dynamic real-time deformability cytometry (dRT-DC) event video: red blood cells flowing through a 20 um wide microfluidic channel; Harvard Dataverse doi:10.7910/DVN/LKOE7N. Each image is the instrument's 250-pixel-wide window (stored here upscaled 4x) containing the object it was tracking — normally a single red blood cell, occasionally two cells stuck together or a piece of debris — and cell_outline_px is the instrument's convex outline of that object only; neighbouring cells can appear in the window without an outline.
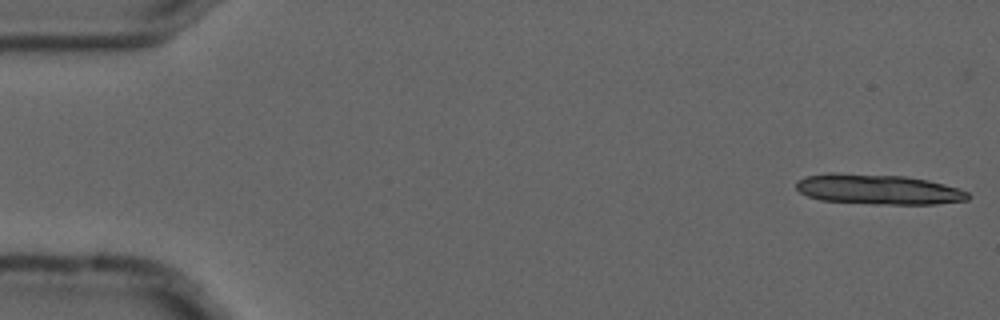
{"species": "common noctule bat (a hibernating species)", "species_latin": "Nyctalus noctula", "temperature_condition": "cold", "stored_images_in_passage": 4, "camera_frame_rate_fps": 3000, "um_per_image_px": 0.085, "animal": {"sex": "male", "forearm_length_mm": 52.5}, "frame": {"image": 1, "passage_image": 1, "time_ms": 0.0, "image_size_px": [1000, 320], "cell_outline_px": [[972, 196], [968, 200], [936, 204], [872, 204], [820, 200], [808, 196], [800, 192], [796, 188], [796, 180], [804, 176], [828, 172], [840, 172], [904, 176], [928, 180], [960, 188], [968, 192]], "centroid_in_image_um": [74.63, 16.08], "position_along_channel_um": 10.4, "area_um2": 30.69}}
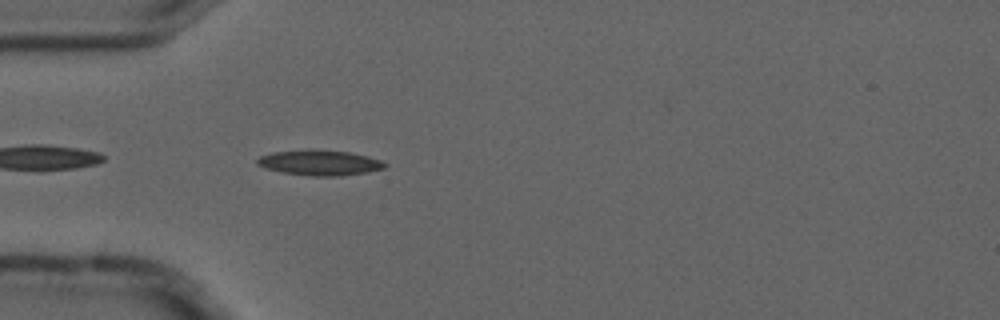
{"frame": {"image": 2, "passage_image": 4, "time_ms": 1.0, "image_size_px": [1000, 320], "cell_outline_px": [[388, 164], [384, 168], [368, 172], [340, 176], [312, 176], [284, 172], [264, 168], [256, 164], [256, 160], [260, 156], [272, 152], [308, 148], [312, 148], [348, 152], [368, 156], [380, 160]], "centroid_in_image_um": [27.15, 13.81], "position_along_channel_um": 57.8, "area_um2": 19.07}}